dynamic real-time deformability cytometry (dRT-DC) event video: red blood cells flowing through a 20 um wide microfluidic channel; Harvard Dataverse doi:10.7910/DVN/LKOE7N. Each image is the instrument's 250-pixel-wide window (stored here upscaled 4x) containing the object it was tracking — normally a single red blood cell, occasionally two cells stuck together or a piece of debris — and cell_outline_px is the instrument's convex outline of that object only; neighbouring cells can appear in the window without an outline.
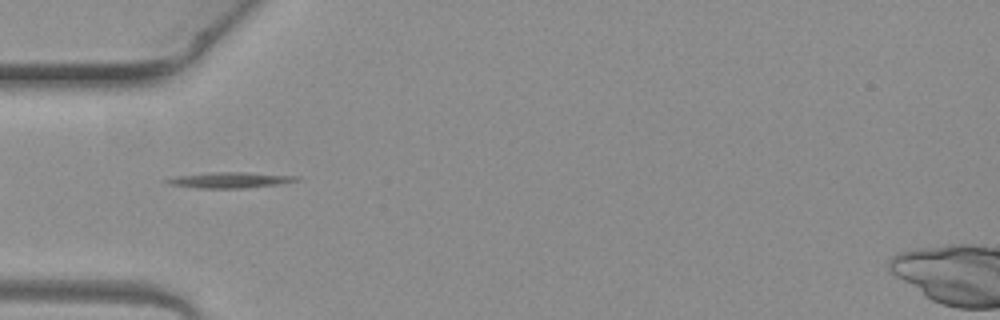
{"species": "common noctule bat (a hibernating species)", "species_latin": "Nyctalus noctula", "temperature_condition": "warm", "stored_images_in_passage": 3, "camera_frame_rate_fps": 3000, "um_per_image_px": 0.085, "animal": {"sex": "female", "body_mass_g": 19.3, "forearm_length_mm": 54.1}, "frame": {"image": 1, "passage_image": 3, "time_ms": 0.667, "image_size_px": [1000, 320], "cell_outline_px": [[300, 180], [276, 184], [244, 188], [200, 188], [168, 184], [164, 180], [176, 176], [212, 172], [244, 172], [300, 176]], "centroid_in_image_um": [19.55, 15.29], "position_along_channel_um": 65.4, "area_um2": 11.73}}